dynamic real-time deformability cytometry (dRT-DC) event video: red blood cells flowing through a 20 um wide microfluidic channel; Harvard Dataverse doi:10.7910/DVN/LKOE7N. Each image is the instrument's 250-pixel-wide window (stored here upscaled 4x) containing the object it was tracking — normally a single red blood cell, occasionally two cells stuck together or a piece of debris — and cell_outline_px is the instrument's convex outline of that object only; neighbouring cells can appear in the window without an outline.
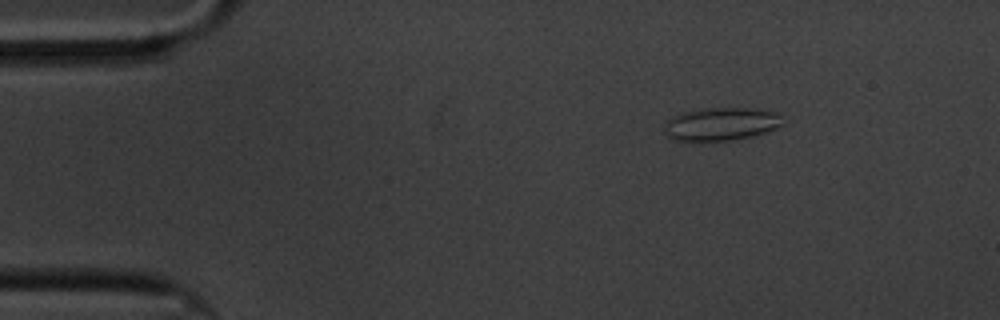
{"species": "common noctule bat (a hibernating species)", "species_latin": "Nyctalus noctula", "temperature_condition": "cold", "stored_images_in_passage": 52, "camera_frame_rate_fps": 3000, "um_per_image_px": 0.085, "animal": {"sex": "male", "body_mass_g": 20.1, "forearm_length_mm": 53.5}, "frame": {"image": 1, "passage_image": 1, "time_ms": 0.0, "image_size_px": [1000, 320], "cell_outline_px": [[784, 124], [776, 128], [752, 136], [732, 140], [672, 140], [664, 132], [664, 128], [668, 120], [680, 112], [700, 108], [748, 108], [776, 112], [780, 116]], "centroid_in_image_um": [61.28, 10.53], "position_along_channel_um": 23.7, "area_um2": 22.66}}
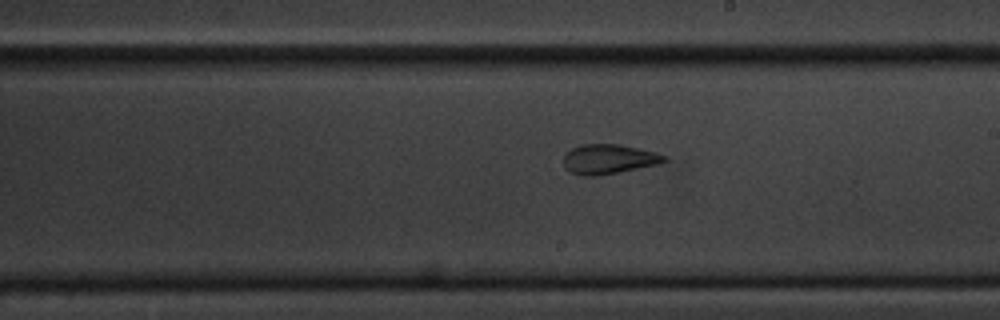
{"frame": {"image": 2, "passage_image": 26, "time_ms": 8.333, "image_size_px": [1000, 320], "cell_outline_px": [[668, 160], [660, 164], [596, 176], [580, 176], [568, 172], [564, 168], [564, 152], [580, 144], [620, 144], [656, 152], [668, 156]], "centroid_in_image_um": [51.72, 13.52], "position_along_channel_um": 237.3, "area_um2": 17.74}}
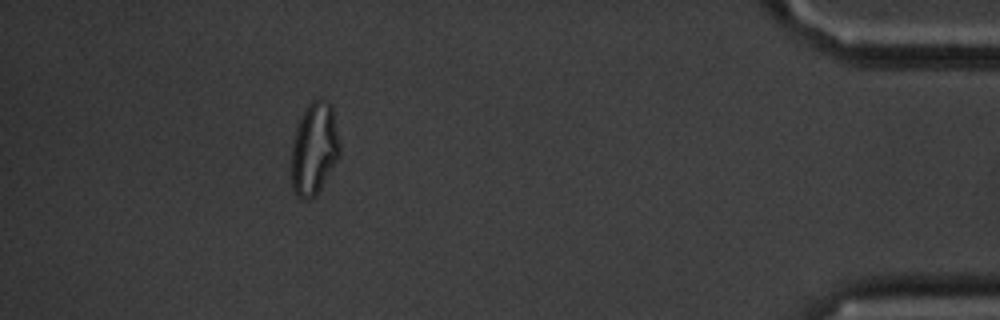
{"frame": {"image": 3, "passage_image": 46, "time_ms": 15.0, "image_size_px": [1000, 320], "cell_outline_px": [[340, 156], [320, 188], [308, 200], [300, 200], [296, 196], [292, 188], [292, 144], [296, 128], [308, 104], [312, 100], [324, 100], [332, 104], [340, 144]], "centroid_in_image_um": [26.72, 12.65], "position_along_channel_um": 408.5, "area_um2": 25.84}, "authors_computed_cell_mechanics": {"area_um2": 19.0451, "velocity_mm_per_s": 3.3705, "shape_relaxation_time_tau1_ms": null, "shape_relaxation_time_tau2_ms": 1.4407, "deformation_change_tau1": null, "deformation_change_tau2": 0.0821}}